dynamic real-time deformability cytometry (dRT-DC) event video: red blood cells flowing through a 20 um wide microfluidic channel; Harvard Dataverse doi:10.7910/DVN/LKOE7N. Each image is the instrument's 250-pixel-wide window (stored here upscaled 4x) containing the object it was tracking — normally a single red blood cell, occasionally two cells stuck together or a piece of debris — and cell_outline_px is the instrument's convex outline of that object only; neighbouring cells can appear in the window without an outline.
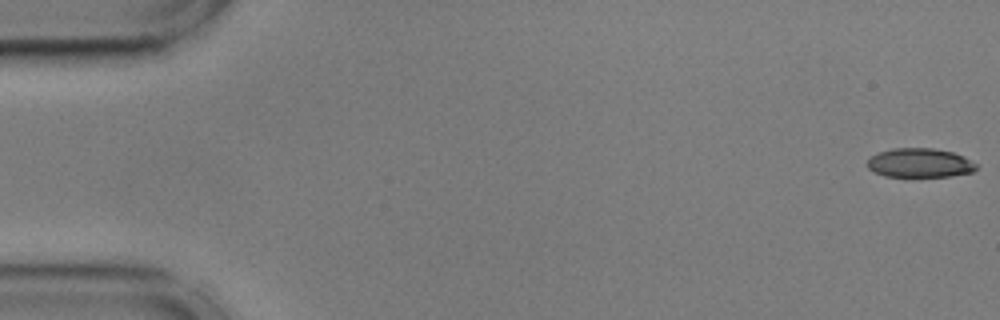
{"species": "common noctule bat (a hibernating species)", "species_latin": "Nyctalus noctula", "temperature_condition": "cold", "stored_images_in_passage": 55, "camera_frame_rate_fps": 3000, "um_per_image_px": 0.085, "animal": {"sex": "male", "body_mass_g": 17.9, "forearm_length_mm": 54.2}, "frame": {"image": 1, "passage_image": 1, "time_ms": 0.0, "image_size_px": [1000, 320], "cell_outline_px": [[980, 164], [972, 172], [952, 176], [884, 176], [872, 172], [864, 164], [872, 156], [880, 152], [892, 148], [932, 148], [952, 152], [964, 156]], "centroid_in_image_um": [78.19, 13.85], "position_along_channel_um": 6.8, "area_um2": 18.67}}
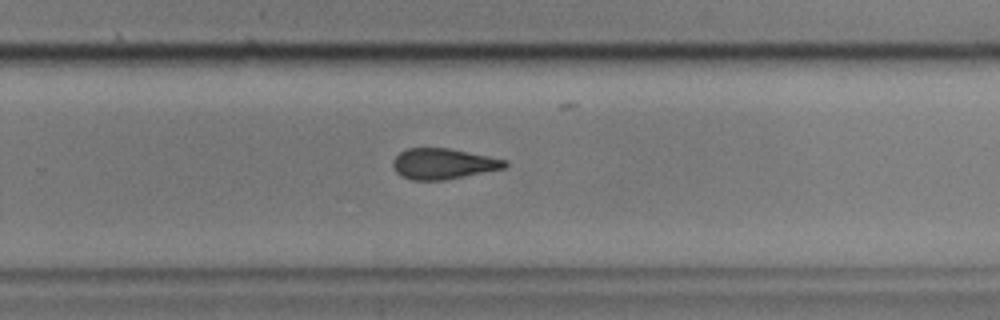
{"frame": {"image": 2, "passage_image": 36, "time_ms": 11.667, "image_size_px": [1000, 320], "cell_outline_px": [[508, 164], [504, 168], [444, 180], [412, 180], [400, 176], [396, 172], [392, 164], [392, 160], [400, 152], [408, 148], [448, 148], [508, 160]], "centroid_in_image_um": [37.64, 13.92], "position_along_channel_um": 292.2, "area_um2": 19.94}}
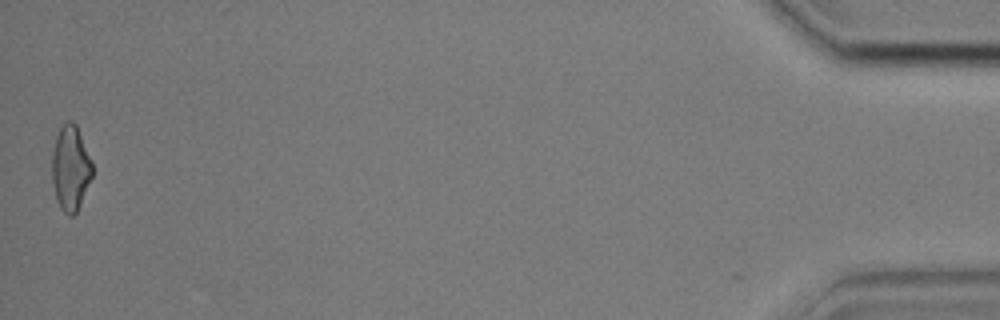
{"frame": {"image": 3, "passage_image": 55, "time_ms": 18.0, "image_size_px": [1000, 320], "cell_outline_px": [[92, 176], [80, 204], [76, 212], [72, 216], [68, 216], [60, 208], [56, 200], [52, 180], [52, 152], [56, 136], [60, 128], [68, 120], [72, 120], [76, 124], [92, 160]], "centroid_in_image_um": [5.99, 14.28], "position_along_channel_um": 429.2, "area_um2": 20.0}, "authors_computed_cell_mechanics": {"area_um2": 20.1722, "velocity_mm_per_s": 3.6216, "shape_relaxation_time_tau1_ms": 9.9224, "shape_relaxation_time_tau2_ms": 5.9491, "deformation_change_tau1": 0.23, "deformation_change_tau2": 0.1673}}